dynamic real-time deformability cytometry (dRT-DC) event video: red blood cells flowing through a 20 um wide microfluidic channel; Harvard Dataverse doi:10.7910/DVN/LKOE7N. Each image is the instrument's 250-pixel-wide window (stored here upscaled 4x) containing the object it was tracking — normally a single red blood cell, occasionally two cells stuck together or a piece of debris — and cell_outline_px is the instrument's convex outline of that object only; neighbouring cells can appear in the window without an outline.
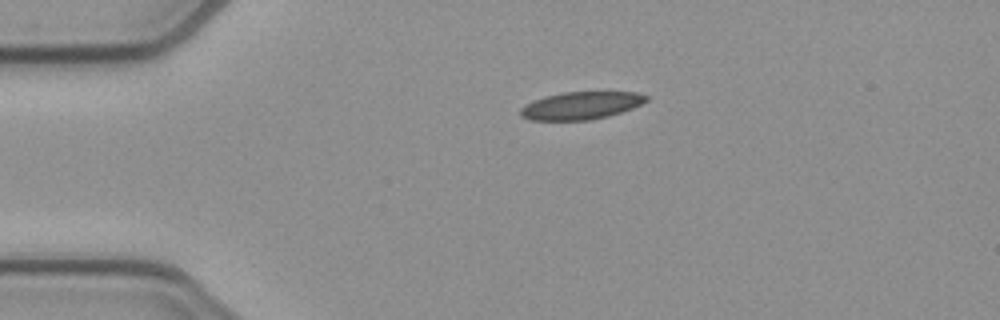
{"species": "common noctule bat (a hibernating species)", "species_latin": "Nyctalus noctula", "temperature_condition": "cold", "stored_images_in_passage": 42, "camera_frame_rate_fps": 3000, "um_per_image_px": 0.085, "animal": {"sex": "female", "body_mass_g": 21.9}, "frame": {"image": 1, "passage_image": 1, "time_ms": 0.0, "image_size_px": [1000, 320], "cell_outline_px": [[648, 100], [632, 108], [608, 116], [588, 120], [528, 120], [520, 116], [520, 108], [524, 104], [532, 100], [544, 96], [564, 92], [636, 92], [648, 96]], "centroid_in_image_um": [49.33, 8.97], "position_along_channel_um": 35.7, "area_um2": 20.29}}
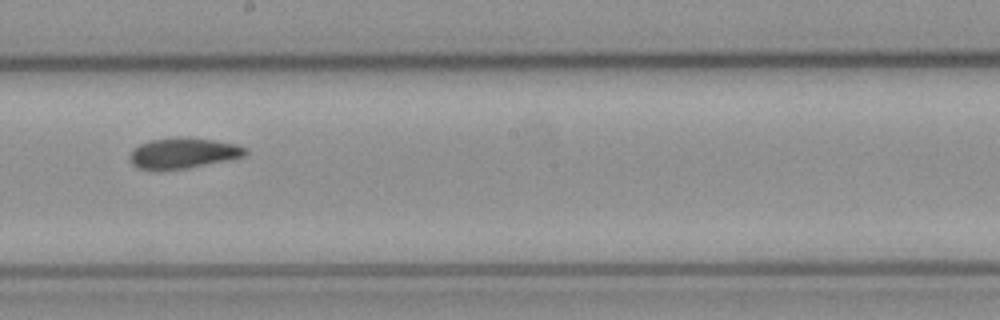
{"frame": {"image": 2, "passage_image": 19, "time_ms": 6.0, "image_size_px": [1000, 320], "cell_outline_px": [[248, 152], [244, 156], [228, 160], [188, 168], [140, 168], [132, 164], [128, 156], [132, 148], [140, 144], [152, 140], [184, 136], [212, 140], [236, 144], [248, 148]], "centroid_in_image_um": [15.6, 12.99], "position_along_channel_um": 232.6, "area_um2": 20.35}}
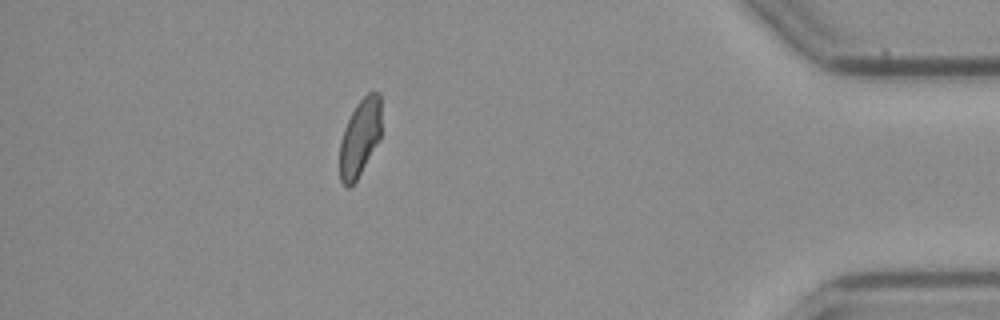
{"frame": {"image": 3, "passage_image": 36, "time_ms": 11.667, "image_size_px": [1000, 320], "cell_outline_px": [[380, 140], [356, 180], [348, 188], [344, 188], [340, 180], [340, 140], [344, 128], [356, 104], [368, 92], [380, 92]], "centroid_in_image_um": [30.58, 11.71], "position_along_channel_um": 404.6, "area_um2": 18.73}, "authors_computed_cell_mechanics": {"area_um2": 20.3167, "velocity_mm_per_s": 3.9008, "shape_relaxation_time_tau1_ms": null, "shape_relaxation_time_tau2_ms": 3.2625, "deformation_change_tau1": null, "deformation_change_tau2": 0.0851}}